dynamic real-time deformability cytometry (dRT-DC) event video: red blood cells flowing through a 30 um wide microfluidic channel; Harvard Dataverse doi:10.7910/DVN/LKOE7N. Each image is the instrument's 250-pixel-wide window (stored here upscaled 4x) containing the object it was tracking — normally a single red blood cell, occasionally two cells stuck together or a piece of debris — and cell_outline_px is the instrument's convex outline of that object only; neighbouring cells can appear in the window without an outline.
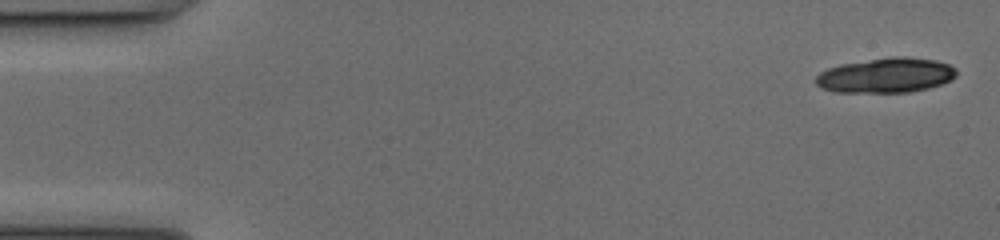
{"species": "common noctule bat (a hibernating species)", "species_latin": "Nyctalus noctula", "temperature_condition": "cold", "stored_images_in_passage": 13, "camera_frame_rate_fps": 3000, "um_per_image_px": 0.085, "animal": {"sex": "female", "body_mass_g": 17.0, "forearm_length_mm": 48.0}, "frame": {"image": 1, "passage_image": 1, "time_ms": 0.0, "image_size_px": [1000, 240], "cell_outline_px": [[952, 76], [944, 80], [932, 84], [916, 88], [868, 88], [868, 64], [880, 60], [920, 60], [940, 64], [948, 68], [952, 72]], "centroid_in_image_um": [76.97, 6.28], "position_along_channel_um": 8.0, "area_um2": 14.57}}